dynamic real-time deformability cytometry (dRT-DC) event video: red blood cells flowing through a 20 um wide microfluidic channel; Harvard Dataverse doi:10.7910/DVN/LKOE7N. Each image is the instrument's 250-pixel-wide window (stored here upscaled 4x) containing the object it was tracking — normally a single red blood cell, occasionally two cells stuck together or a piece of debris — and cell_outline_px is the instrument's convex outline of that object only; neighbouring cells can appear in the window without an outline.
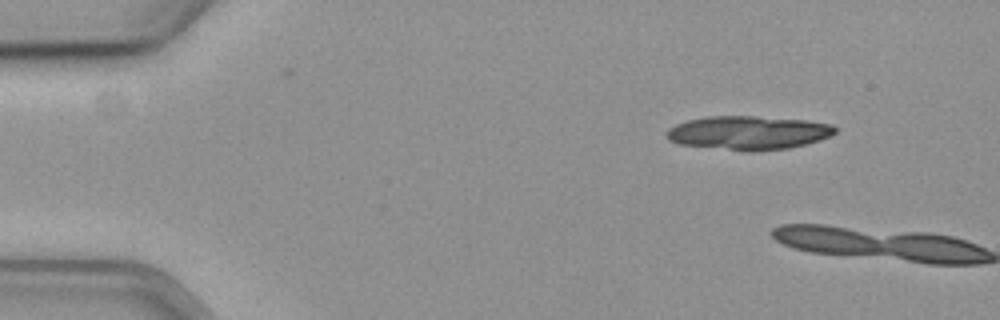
{"species": "common noctule bat (a hibernating species)", "species_latin": "Nyctalus noctula", "temperature_condition": "cold", "stored_images_in_passage": 2, "camera_frame_rate_fps": 3000, "um_per_image_px": 0.085, "animal": {"sex": "female", "body_mass_g": 19.3, "forearm_length_mm": 54.1}, "frame": {"image": 1, "passage_image": 1, "time_ms": 0.0, "image_size_px": [1000, 320], "cell_outline_px": [[836, 132], [820, 140], [788, 148], [748, 152], [680, 144], [668, 140], [668, 128], [676, 124], [688, 120], [708, 116], [756, 116], [808, 120], [832, 124], [836, 128]], "centroid_in_image_um": [63.62, 11.28], "position_along_channel_um": 21.4, "area_um2": 33.12}}